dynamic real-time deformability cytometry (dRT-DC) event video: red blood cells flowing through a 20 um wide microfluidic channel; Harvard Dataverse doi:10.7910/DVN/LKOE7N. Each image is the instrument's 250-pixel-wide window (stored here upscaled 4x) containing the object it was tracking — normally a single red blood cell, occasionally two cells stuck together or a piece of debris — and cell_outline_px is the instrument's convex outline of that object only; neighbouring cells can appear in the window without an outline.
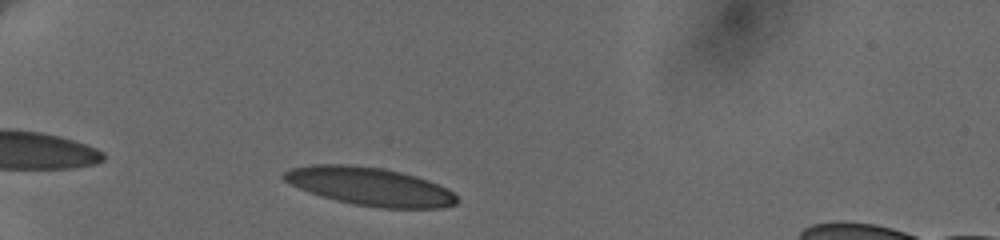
{"species": "human", "species_latin": "Homo sapiens", "temperature_condition": "cold", "stored_images_in_passage": 31, "camera_frame_rate_fps": 3000, "um_per_image_px": 0.085, "donor": {"sex": "female"}, "frame": {"image": 1, "passage_image": 1, "time_ms": 0.0, "image_size_px": [1000, 240], "cell_outline_px": [[460, 200], [456, 204], [444, 208], [380, 208], [356, 204], [336, 200], [320, 196], [300, 188], [284, 180], [280, 176], [284, 172], [292, 168], [312, 164], [352, 164], [384, 168], [416, 176], [428, 180], [448, 188]], "centroid_in_image_um": [31.47, 15.84], "position_along_channel_um": 53.5, "area_um2": 38.61}}
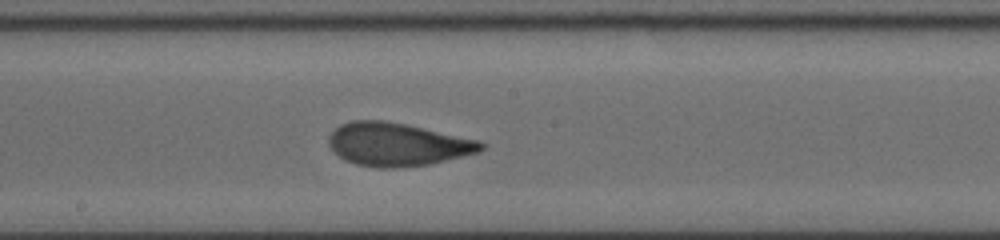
{"frame": {"image": 2, "passage_image": 16, "time_ms": 5.333, "image_size_px": [1000, 240], "cell_outline_px": [[484, 148], [480, 152], [432, 164], [396, 168], [376, 168], [356, 164], [344, 160], [328, 144], [328, 136], [340, 124], [352, 120], [384, 120], [404, 124], [480, 140], [484, 144]], "centroid_in_image_um": [33.78, 12.28], "position_along_channel_um": 214.4, "area_um2": 38.38}}
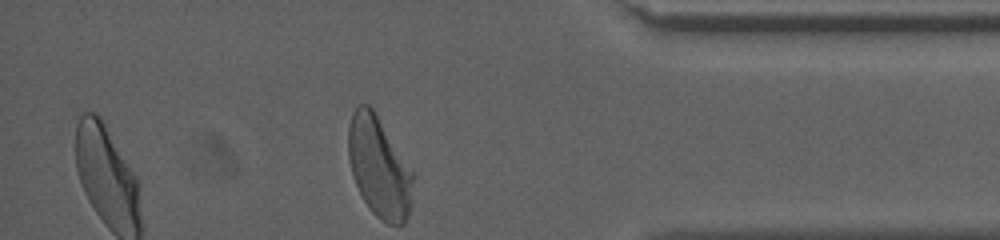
{"frame": {"image": 3, "passage_image": 31, "time_ms": 11.0, "image_size_px": [1000, 240], "cell_outline_px": [[412, 204], [408, 216], [404, 224], [388, 224], [380, 220], [372, 212], [364, 200], [356, 184], [352, 172], [348, 156], [348, 128], [352, 112], [356, 104], [368, 104], [372, 108], [412, 172]], "centroid_in_image_um": [32.2, 14.23], "position_along_channel_um": 403.0, "area_um2": 37.4}, "authors_computed_cell_mechanics": {"area_um2": 38.148, "velocity_mm_per_s": 3.6375, "shape_relaxation_time_tau1_ms": 4.3077, "shape_relaxation_time_tau2_ms": 0.7332, "deformation_change_tau1": 0.1683, "deformation_change_tau2": 0.0799}}